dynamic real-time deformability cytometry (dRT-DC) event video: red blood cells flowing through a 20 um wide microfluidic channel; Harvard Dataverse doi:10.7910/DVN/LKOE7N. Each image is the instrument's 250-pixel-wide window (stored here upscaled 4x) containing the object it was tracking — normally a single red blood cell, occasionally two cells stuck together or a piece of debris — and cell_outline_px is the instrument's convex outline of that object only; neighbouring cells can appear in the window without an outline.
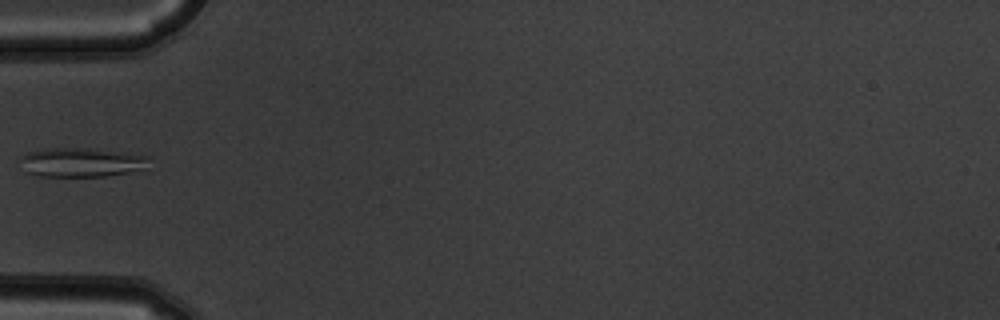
{"species": "common noctule bat (a hibernating species)", "species_latin": "Nyctalus noctula", "temperature_condition": "warm", "stored_images_in_passage": 5, "camera_frame_rate_fps": 3000, "um_per_image_px": 0.085, "animal": {"sex": "male", "body_mass_g": 19.5, "forearm_length_mm": 54.6}, "frame": {"image": 1, "passage_image": 5, "time_ms": 1.333, "image_size_px": [1000, 320], "cell_outline_px": [[148, 156], [144, 168], [128, 172], [104, 176], [40, 176], [24, 172], [20, 156], [24, 152], [44, 148], [88, 148]], "centroid_in_image_um": [6.79, 13.79], "position_along_channel_um": 78.2, "area_um2": 21.68}}